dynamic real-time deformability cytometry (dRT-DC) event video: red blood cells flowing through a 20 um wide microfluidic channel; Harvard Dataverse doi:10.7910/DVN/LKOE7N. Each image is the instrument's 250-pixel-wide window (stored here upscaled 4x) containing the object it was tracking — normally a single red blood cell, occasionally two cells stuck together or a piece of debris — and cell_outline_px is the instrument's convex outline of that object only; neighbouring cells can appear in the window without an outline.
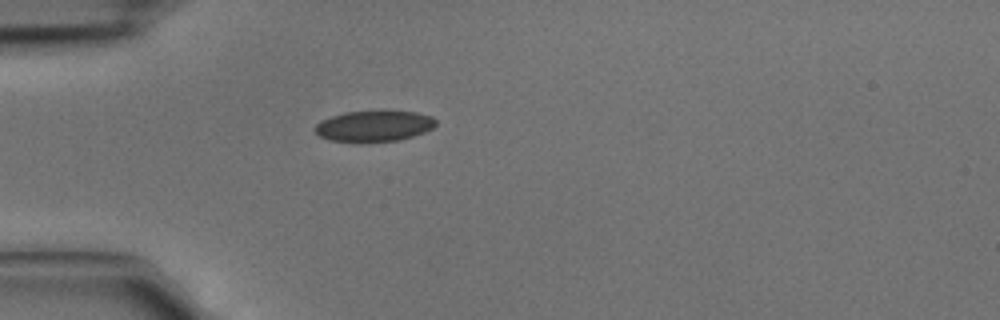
{"species": "common noctule bat (a hibernating species)", "species_latin": "Nyctalus noctula", "temperature_condition": "cold", "stored_images_in_passage": 1, "camera_frame_rate_fps": 3000, "um_per_image_px": 0.085, "animal": {"sex": "male", "body_mass_g": 15.6}, "frame": {"image": 1, "passage_image": 1, "time_ms": 0.0, "image_size_px": [1000, 320], "cell_outline_px": [[436, 124], [432, 128], [424, 132], [400, 140], [360, 144], [328, 140], [320, 136], [312, 128], [320, 120], [344, 112], [416, 112], [432, 116], [436, 120]], "centroid_in_image_um": [31.74, 10.76], "position_along_channel_um": 53.3, "area_um2": 22.08}}